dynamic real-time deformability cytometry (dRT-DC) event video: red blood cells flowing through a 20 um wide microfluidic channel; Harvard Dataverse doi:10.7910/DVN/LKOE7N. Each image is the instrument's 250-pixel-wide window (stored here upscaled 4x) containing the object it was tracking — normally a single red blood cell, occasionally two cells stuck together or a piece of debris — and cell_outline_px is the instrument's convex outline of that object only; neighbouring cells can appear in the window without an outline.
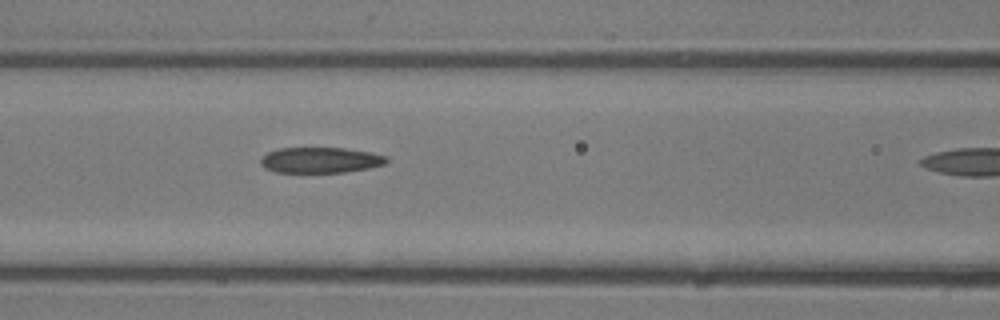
{"species": "common noctule bat (a hibernating species)", "species_latin": "Nyctalus noctula", "temperature_condition": "room temperature", "stored_images_in_passage": 9, "camera_frame_rate_fps": 3000, "um_per_image_px": 0.085, "animal": {"sex": "male", "body_mass_g": 13.3}, "frame": {"image": 1, "passage_image": 8, "time_ms": 2.333, "image_size_px": [1000, 320], "cell_outline_px": [[388, 164], [368, 168], [344, 172], [276, 172], [264, 168], [260, 164], [260, 160], [268, 152], [280, 148], [344, 148], [372, 152], [388, 156]], "centroid_in_image_um": [27.28, 13.6], "position_along_channel_um": 139.3, "area_um2": 18.9}}